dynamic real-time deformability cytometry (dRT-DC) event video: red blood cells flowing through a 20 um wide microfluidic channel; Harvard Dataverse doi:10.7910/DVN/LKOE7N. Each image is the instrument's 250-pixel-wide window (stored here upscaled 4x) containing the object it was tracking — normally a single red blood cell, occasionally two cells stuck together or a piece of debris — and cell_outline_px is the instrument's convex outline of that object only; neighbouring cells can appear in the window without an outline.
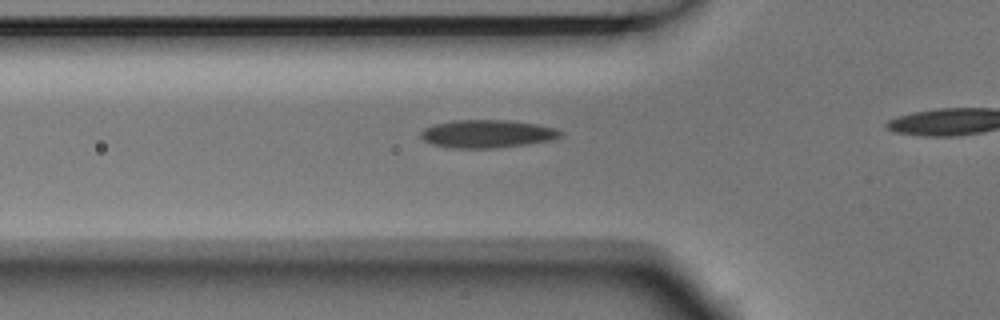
{"species": "Egyptian fruit bat (a non-hibernating species)", "species_latin": "Rousettus aegyptiacus", "temperature_condition": "room temperature", "stored_images_in_passage": 4, "camera_frame_rate_fps": 3000, "um_per_image_px": 0.085, "animal": {"sex": "male"}, "frame": {"image": 1, "passage_image": 3, "time_ms": 0.667, "image_size_px": [1000, 320], "cell_outline_px": [[564, 132], [560, 136], [552, 140], [496, 148], [452, 148], [432, 144], [424, 140], [420, 136], [420, 132], [424, 128], [432, 124], [452, 120], [508, 120], [536, 124], [556, 128]], "centroid_in_image_um": [41.38, 11.37], "position_along_channel_um": 84.4, "area_um2": 22.83}}